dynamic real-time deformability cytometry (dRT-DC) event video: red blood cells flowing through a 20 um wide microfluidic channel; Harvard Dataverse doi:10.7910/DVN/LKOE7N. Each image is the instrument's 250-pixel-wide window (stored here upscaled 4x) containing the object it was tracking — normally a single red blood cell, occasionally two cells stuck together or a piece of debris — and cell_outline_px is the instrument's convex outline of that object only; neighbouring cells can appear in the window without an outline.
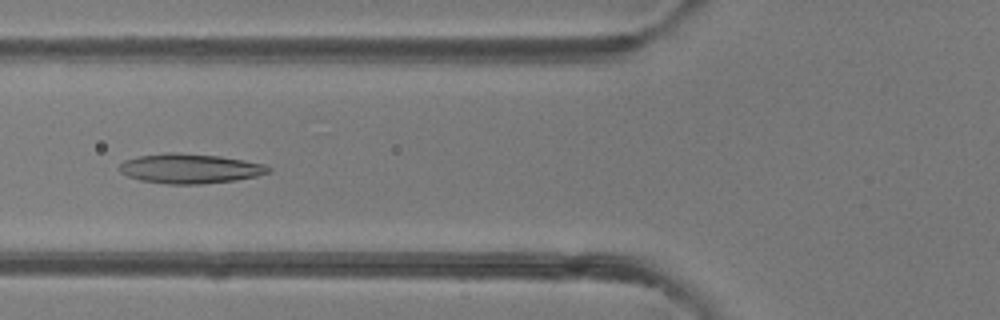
{"species": "common noctule bat (a hibernating species)", "species_latin": "Nyctalus noctula", "temperature_condition": "room temperature", "stored_images_in_passage": 23, "camera_frame_rate_fps": 3000, "um_per_image_px": 0.085, "animal": {"sex": "female"}, "frame": {"image": 1, "passage_image": 6, "time_ms": 1.667, "image_size_px": [1000, 320], "cell_outline_px": [[272, 172], [256, 176], [236, 180], [200, 184], [168, 184], [140, 180], [128, 176], [120, 172], [120, 164], [124, 160], [140, 156], [168, 152], [172, 152], [220, 156], [244, 160], [264, 164], [272, 168]], "centroid_in_image_um": [16.17, 14.33], "position_along_channel_um": 109.6, "area_um2": 25.72}}
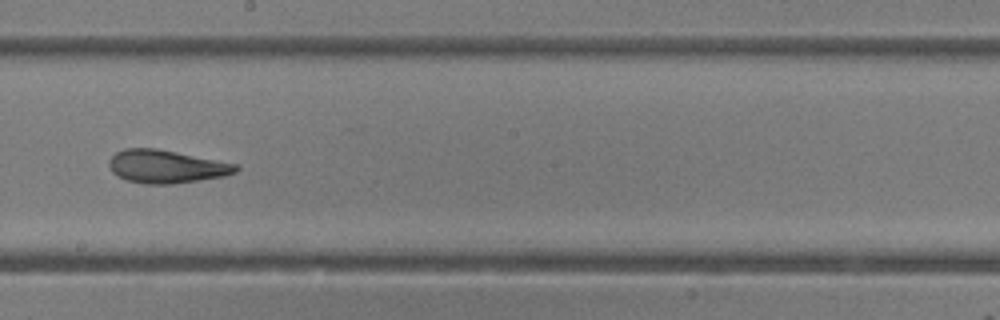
{"frame": {"image": 2, "passage_image": 15, "time_ms": 4.667, "image_size_px": [1000, 320], "cell_outline_px": [[240, 168], [236, 172], [224, 176], [172, 184], [144, 184], [128, 180], [116, 176], [112, 172], [108, 164], [108, 160], [116, 152], [124, 148], [156, 148], [240, 164]], "centroid_in_image_um": [14.14, 14.15], "position_along_channel_um": 234.1, "area_um2": 24.62}}
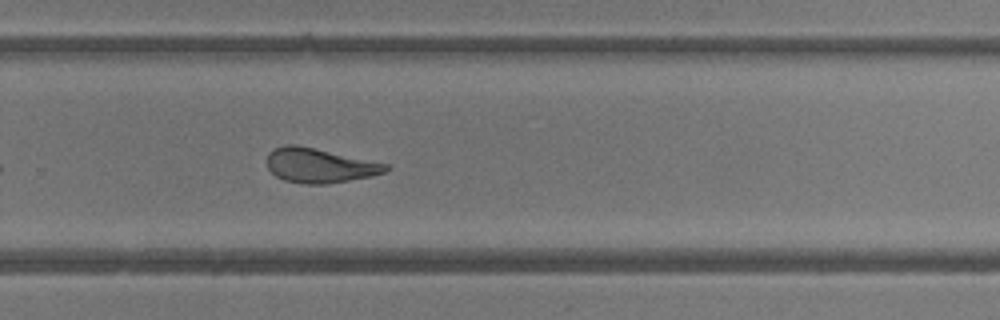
{"frame": {"image": 3, "passage_image": 20, "time_ms": 6.333, "image_size_px": [1000, 320], "cell_outline_px": [[392, 168], [384, 172], [372, 176], [328, 184], [304, 184], [284, 180], [276, 176], [268, 168], [264, 160], [268, 152], [272, 148], [284, 144], [296, 144], [388, 164]], "centroid_in_image_um": [27.1, 14.06], "position_along_channel_um": 302.7, "area_um2": 24.16}}